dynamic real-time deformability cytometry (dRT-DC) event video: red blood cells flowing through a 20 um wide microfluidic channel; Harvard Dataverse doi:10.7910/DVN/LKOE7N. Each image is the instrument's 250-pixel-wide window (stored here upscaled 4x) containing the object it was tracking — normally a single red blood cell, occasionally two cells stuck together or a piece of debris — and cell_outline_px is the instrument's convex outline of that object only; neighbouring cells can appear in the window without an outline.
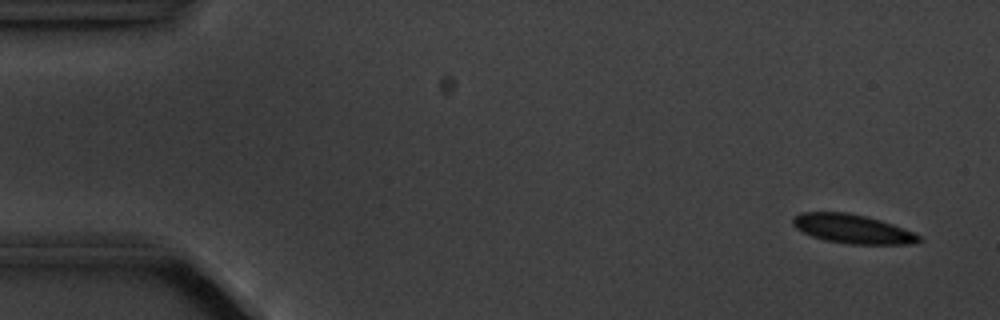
{"species": "common noctule bat (a hibernating species)", "species_latin": "Nyctalus noctula", "temperature_condition": "cold", "stored_images_in_passage": 7, "camera_frame_rate_fps": 3000, "um_per_image_px": 0.085, "animal": {"sex": "male", "body_mass_g": 20.1, "forearm_length_mm": 53.5}, "frame": {"image": 1, "passage_image": 1, "time_ms": 0.0, "image_size_px": [1000, 320], "cell_outline_px": [[924, 240], [912, 244], [848, 244], [824, 240], [812, 236], [796, 228], [792, 224], [792, 216], [800, 212], [848, 212], [880, 220], [892, 224], [912, 232], [920, 236]], "centroid_in_image_um": [72.43, 19.45], "position_along_channel_um": 12.6, "area_um2": 21.33}}